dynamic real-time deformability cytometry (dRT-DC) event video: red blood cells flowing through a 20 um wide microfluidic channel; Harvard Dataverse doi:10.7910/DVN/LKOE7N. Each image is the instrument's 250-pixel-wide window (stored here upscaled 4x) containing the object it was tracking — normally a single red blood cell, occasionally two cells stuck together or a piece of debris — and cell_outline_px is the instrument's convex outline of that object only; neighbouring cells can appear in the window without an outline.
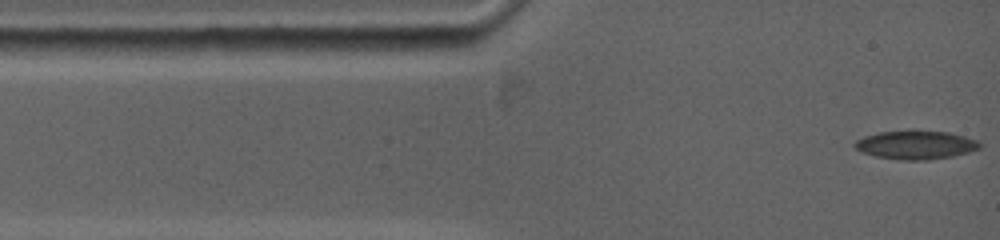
{"species": "common noctule bat (a hibernating species)", "species_latin": "Nyctalus noctula", "temperature_condition": "warm", "stored_images_in_passage": 86, "camera_frame_rate_fps": 5000, "um_per_image_px": 0.085, "animal": {"sex": "female", "body_mass_g": 19.0, "forearm_length_mm": 53.3}, "frame": {"image": 1, "passage_image": 1, "time_ms": 0.0, "image_size_px": [1000, 240], "cell_outline_px": [[980, 148], [968, 152], [952, 156], [928, 160], [904, 160], [876, 156], [864, 152], [856, 148], [852, 144], [856, 140], [864, 136], [880, 132], [912, 128], [948, 132], [964, 136], [976, 140], [980, 144]], "centroid_in_image_um": [77.83, 12.28], "position_along_channel_um": 7.2, "area_um2": 21.15}}
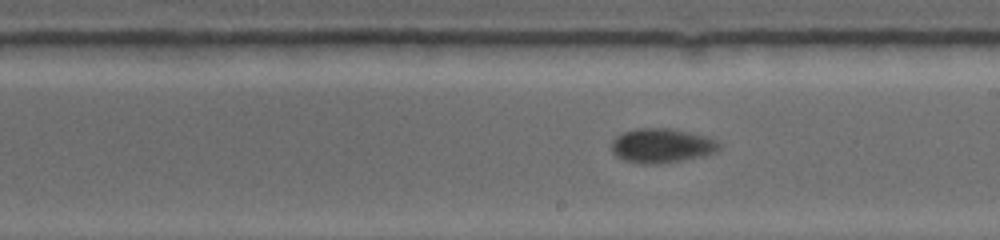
{"frame": {"image": 2, "passage_image": 37, "time_ms": 7.2, "image_size_px": [1000, 240], "cell_outline_px": [[720, 148], [712, 152], [696, 156], [676, 160], [628, 160], [616, 156], [612, 148], [612, 140], [616, 136], [624, 132], [636, 128], [668, 128], [688, 132], [704, 136], [720, 144]], "centroid_in_image_um": [56.2, 12.29], "position_along_channel_um": 232.8, "area_um2": 19.83}}
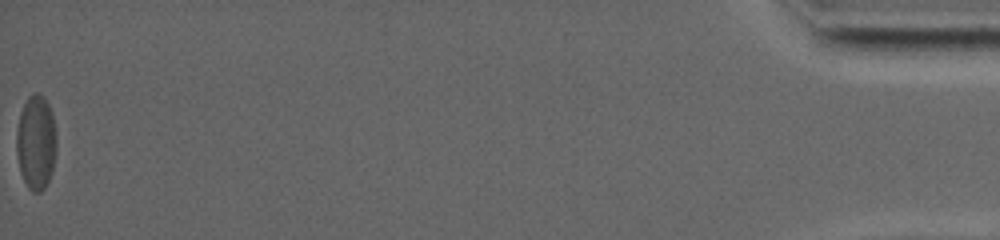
{"frame": {"image": 3, "passage_image": 86, "time_ms": 17.0, "image_size_px": [1000, 240], "cell_outline_px": [[56, 152], [52, 172], [44, 188], [40, 192], [32, 192], [28, 188], [20, 172], [16, 152], [16, 132], [20, 112], [28, 96], [36, 92], [40, 92], [44, 96], [52, 112], [56, 132]], "centroid_in_image_um": [3.06, 12.08], "position_along_channel_um": 432.1, "area_um2": 22.37}}